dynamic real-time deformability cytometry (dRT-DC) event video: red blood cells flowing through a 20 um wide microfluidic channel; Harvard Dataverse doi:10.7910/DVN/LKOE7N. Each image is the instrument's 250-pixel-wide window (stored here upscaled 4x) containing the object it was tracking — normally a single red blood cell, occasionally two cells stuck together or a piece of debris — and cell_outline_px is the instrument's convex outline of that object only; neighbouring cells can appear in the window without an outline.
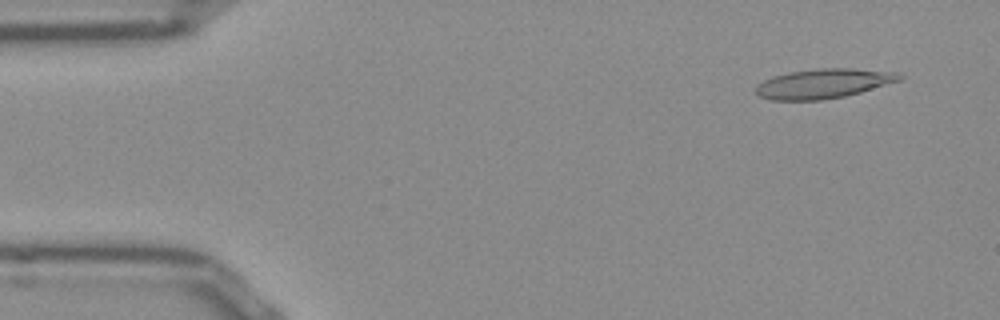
{"species": "Egyptian fruit bat (a non-hibernating species)", "species_latin": "Rousettus aegyptiacus", "temperature_condition": "room temperature", "stored_images_in_passage": 14, "camera_frame_rate_fps": 3000, "um_per_image_px": 0.085, "frame": {"image": 1, "passage_image": 4, "time_ms": 1.0, "image_size_px": [1000, 320], "cell_outline_px": [[904, 76], [900, 80], [860, 92], [844, 96], [820, 100], [772, 100], [756, 96], [756, 84], [772, 76], [788, 72], [816, 68], [852, 68], [900, 72]], "centroid_in_image_um": [69.97, 7.09], "position_along_channel_um": 15.0, "area_um2": 24.91}}
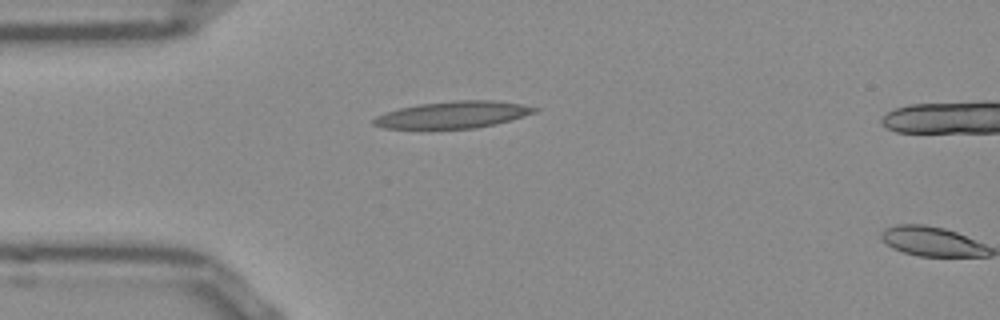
{"frame": {"image": 2, "passage_image": 13, "time_ms": 4.0, "image_size_px": [1000, 320], "cell_outline_px": [[540, 108], [536, 112], [512, 120], [476, 128], [384, 128], [372, 124], [372, 120], [376, 116], [400, 108], [420, 104], [452, 100], [496, 100], [520, 104]], "centroid_in_image_um": [38.54, 9.74], "position_along_channel_um": 46.5, "area_um2": 25.03}}